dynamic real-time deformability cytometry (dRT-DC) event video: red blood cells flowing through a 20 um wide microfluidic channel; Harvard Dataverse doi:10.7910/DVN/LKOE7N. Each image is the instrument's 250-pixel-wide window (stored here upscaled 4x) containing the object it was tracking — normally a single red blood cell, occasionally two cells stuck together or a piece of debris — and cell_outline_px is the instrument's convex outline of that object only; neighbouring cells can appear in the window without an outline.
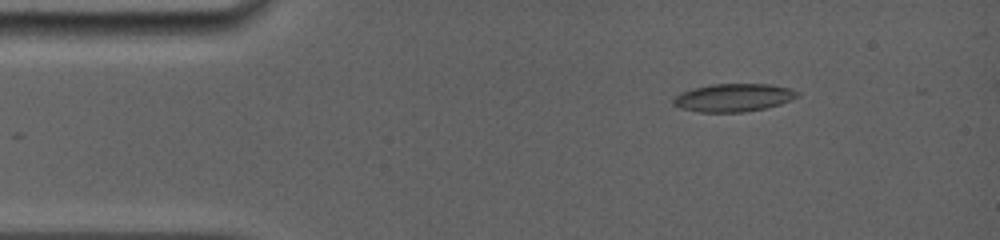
{"species": "common noctule bat (a hibernating species)", "species_latin": "Nyctalus noctula", "temperature_condition": "room temperature", "stored_images_in_passage": 41, "camera_frame_rate_fps": 5000, "um_per_image_px": 0.085, "animal": {"sex": "female", "body_mass_g": 19.0, "forearm_length_mm": 56.7}, "frame": {"image": 1, "passage_image": 1, "time_ms": 0.0, "image_size_px": [1000, 240], "cell_outline_px": [[800, 96], [792, 100], [780, 104], [764, 108], [744, 112], [700, 112], [680, 108], [672, 104], [672, 100], [680, 92], [692, 88], [712, 84], [772, 84], [792, 88], [800, 92]], "centroid_in_image_um": [62.37, 8.29], "position_along_channel_um": 22.6, "area_um2": 20.46}}
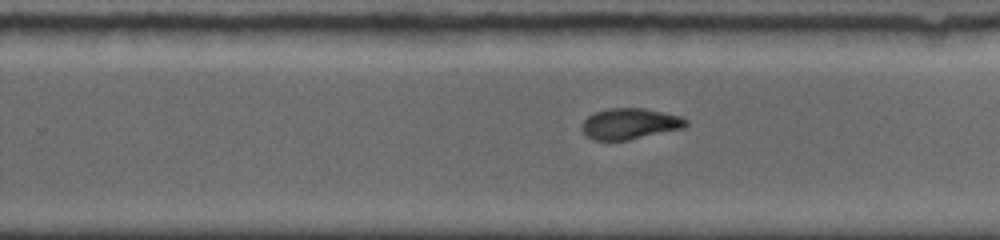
{"frame": {"image": 2, "passage_image": 24, "time_ms": 8.0, "image_size_px": [1000, 240], "cell_outline_px": [[688, 124], [684, 128], [628, 140], [592, 140], [580, 128], [584, 120], [588, 116], [596, 112], [608, 108], [644, 108], [664, 112], [680, 116], [688, 120]], "centroid_in_image_um": [53.55, 10.51], "position_along_channel_um": 276.3, "area_um2": 18.79}}
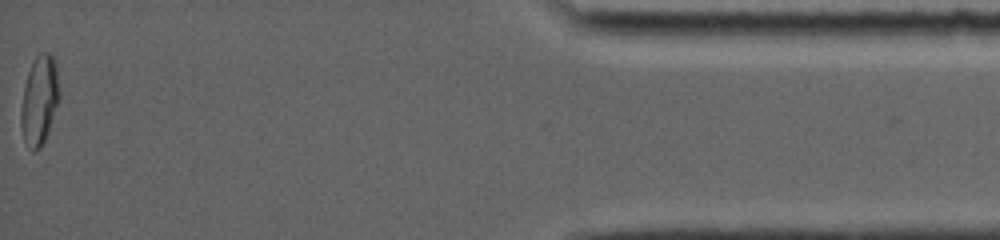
{"frame": {"image": 3, "passage_image": 41, "time_ms": 13.8, "image_size_px": [1000, 240], "cell_outline_px": [[60, 96], [48, 132], [40, 148], [32, 152], [24, 140], [20, 128], [20, 112], [24, 84], [28, 72], [36, 56], [40, 52], [48, 52], [56, 60], [60, 92]], "centroid_in_image_um": [3.35, 8.51], "position_along_channel_um": 431.9, "area_um2": 20.17}, "authors_computed_cell_mechanics": {"area_um2": 19.5942, "velocity_mm_per_s": 3.94, "shape_relaxation_time_tau1_ms": 6.3198, "shape_relaxation_time_tau2_ms": 2.3017, "deformation_change_tau1": 0.1933, "deformation_change_tau2": 0.0652}}